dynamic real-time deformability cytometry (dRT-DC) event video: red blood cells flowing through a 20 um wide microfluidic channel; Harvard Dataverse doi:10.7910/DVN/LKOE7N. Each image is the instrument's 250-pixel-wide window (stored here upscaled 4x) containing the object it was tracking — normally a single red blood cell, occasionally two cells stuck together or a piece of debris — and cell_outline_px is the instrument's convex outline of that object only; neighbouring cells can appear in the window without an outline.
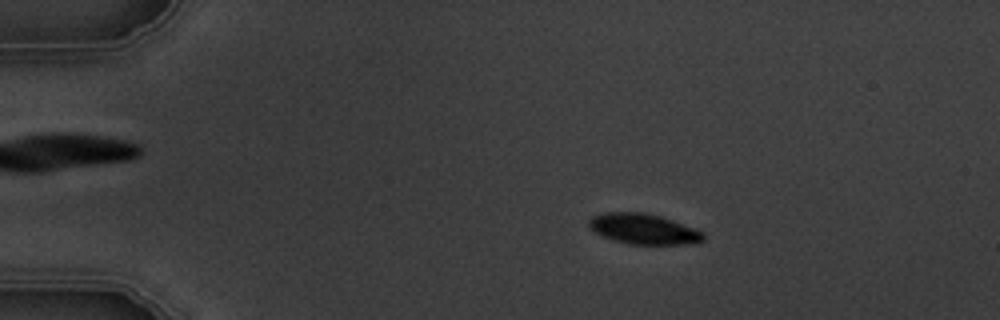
{"species": "common noctule bat (a hibernating species)", "species_latin": "Nyctalus noctula", "temperature_condition": "warm", "stored_images_in_passage": 5, "segment_of_instrument_passage": [1, 2], "camera_frame_rate_fps": 3000, "um_per_image_px": 0.085, "animal": {"sex": "male", "body_mass_g": 19.5, "forearm_length_mm": 54.6}, "frame": {"image": 1, "passage_image": 3, "time_ms": 2.0, "image_size_px": [1000, 320], "cell_outline_px": [[704, 240], [700, 244], [628, 244], [604, 236], [588, 228], [588, 220], [592, 216], [604, 212], [644, 212], [660, 216], [672, 220], [704, 232]], "centroid_in_image_um": [54.71, 19.46], "position_along_channel_um": 30.3, "area_um2": 20.35}}